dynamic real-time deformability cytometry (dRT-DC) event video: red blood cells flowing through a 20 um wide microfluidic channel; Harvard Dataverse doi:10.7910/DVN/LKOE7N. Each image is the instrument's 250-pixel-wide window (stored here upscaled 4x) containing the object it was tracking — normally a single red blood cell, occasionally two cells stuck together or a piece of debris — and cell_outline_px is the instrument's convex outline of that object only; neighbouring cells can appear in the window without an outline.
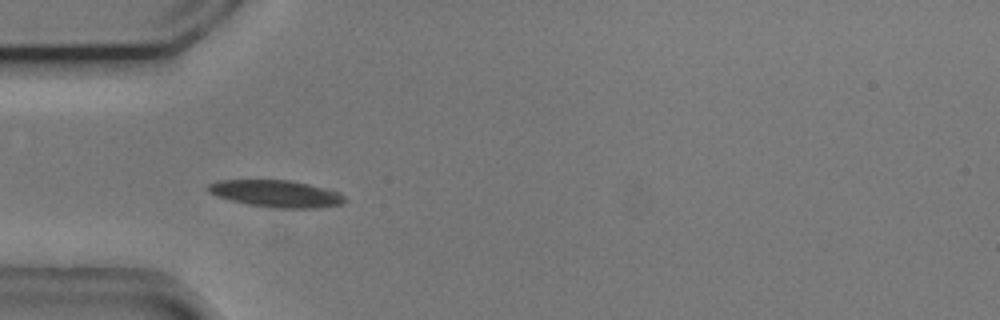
{"species": "common noctule bat (a hibernating species)", "species_latin": "Nyctalus noctula", "temperature_condition": "cold", "stored_images_in_passage": 52, "camera_frame_rate_fps": 3000, "um_per_image_px": 0.085, "animal": {"sex": "male", "body_mass_g": 20.5, "forearm_length_mm": 52.5}, "frame": {"image": 1, "passage_image": 14, "time_ms": 4.333, "image_size_px": [1000, 320], "cell_outline_px": [[348, 200], [344, 204], [316, 208], [272, 208], [248, 204], [216, 196], [208, 192], [204, 188], [208, 184], [216, 180], [292, 180], [340, 192]], "centroid_in_image_um": [23.47, 16.46], "position_along_channel_um": 61.5, "area_um2": 21.73}}
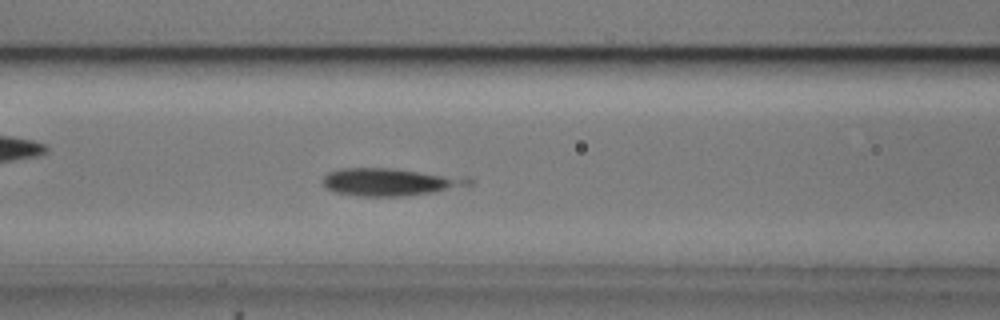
{"frame": {"image": 2, "passage_image": 20, "time_ms": 6.333, "image_size_px": [1000, 320], "cell_outline_px": [[472, 184], [432, 192], [404, 196], [360, 196], [336, 192], [328, 188], [324, 184], [324, 176], [328, 172], [340, 168], [392, 168], [472, 176]], "centroid_in_image_um": [33.23, 15.44], "position_along_channel_um": 133.4, "area_um2": 23.58}}